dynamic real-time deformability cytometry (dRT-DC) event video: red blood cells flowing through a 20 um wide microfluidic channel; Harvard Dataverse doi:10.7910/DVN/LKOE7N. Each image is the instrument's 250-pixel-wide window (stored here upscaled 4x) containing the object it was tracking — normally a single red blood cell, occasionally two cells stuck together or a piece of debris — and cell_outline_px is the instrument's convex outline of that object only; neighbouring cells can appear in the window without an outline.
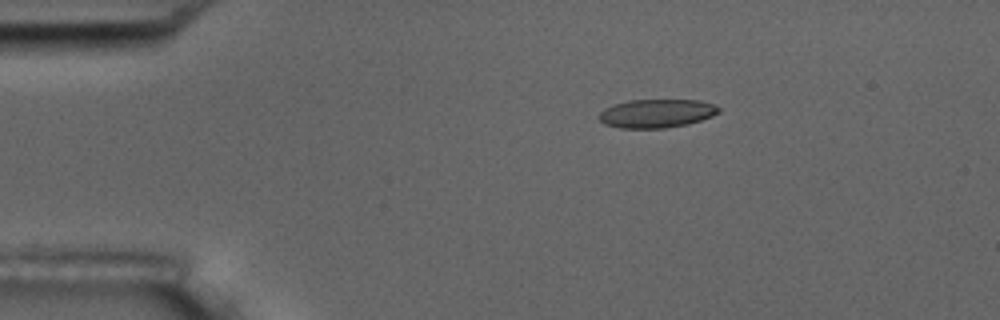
{"species": "common noctule bat (a hibernating species)", "species_latin": "Nyctalus noctula", "temperature_condition": "room temperature", "stored_images_in_passage": 5, "camera_frame_rate_fps": 3000, "um_per_image_px": 0.085, "animal": {"sex": "male", "body_mass_g": 17.5, "forearm_length_mm": 52.3}, "frame": {"image": 1, "passage_image": 3, "time_ms": 2.333, "image_size_px": [1000, 320], "cell_outline_px": [[720, 112], [712, 116], [688, 124], [664, 128], [620, 128], [604, 124], [600, 120], [600, 112], [604, 108], [628, 100], [700, 100], [716, 104], [720, 108]], "centroid_in_image_um": [55.84, 9.63], "position_along_channel_um": 29.2, "area_um2": 19.94}}
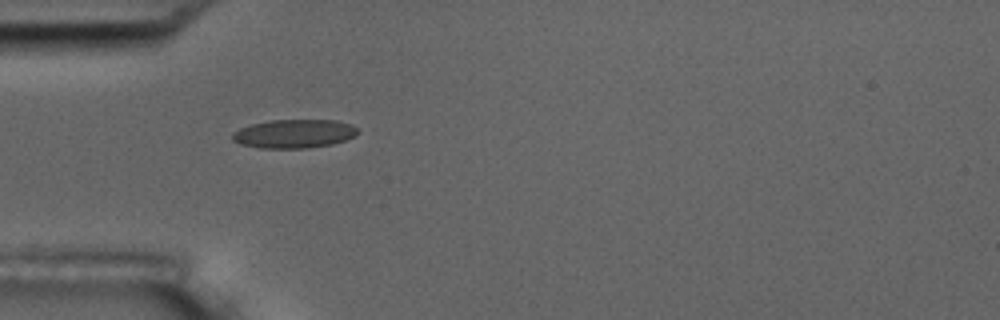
{"frame": {"image": 2, "passage_image": 5, "time_ms": 4.667, "image_size_px": [1000, 320], "cell_outline_px": [[360, 132], [356, 136], [332, 144], [308, 148], [260, 148], [240, 144], [232, 140], [232, 132], [240, 128], [252, 124], [272, 120], [336, 120], [352, 124], [360, 128]], "centroid_in_image_um": [25.04, 11.36], "position_along_channel_um": 60.0, "area_um2": 21.15}}